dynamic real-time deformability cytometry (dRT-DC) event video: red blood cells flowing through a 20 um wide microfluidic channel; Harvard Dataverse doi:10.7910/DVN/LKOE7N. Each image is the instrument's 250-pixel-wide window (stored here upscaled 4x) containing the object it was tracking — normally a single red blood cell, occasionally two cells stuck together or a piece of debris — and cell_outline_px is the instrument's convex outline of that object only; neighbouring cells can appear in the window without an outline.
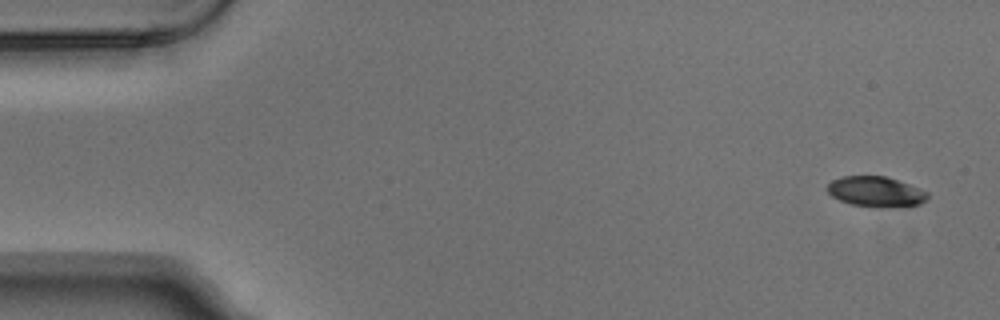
{"species": "Egyptian fruit bat (a non-hibernating species)", "species_latin": "Rousettus aegyptiacus", "temperature_condition": "warm", "stored_images_in_passage": 8, "camera_frame_rate_fps": 3000, "um_per_image_px": 0.085, "animal": {"sex": "male"}, "frame": {"image": 1, "passage_image": 1, "time_ms": 0.0, "image_size_px": [1000, 320], "cell_outline_px": [[928, 196], [920, 204], [908, 208], [876, 208], [852, 204], [840, 200], [832, 196], [828, 192], [828, 184], [832, 180], [844, 176], [884, 176], [908, 184], [928, 192]], "centroid_in_image_um": [74.48, 16.33], "position_along_channel_um": 10.5, "area_um2": 17.86}}
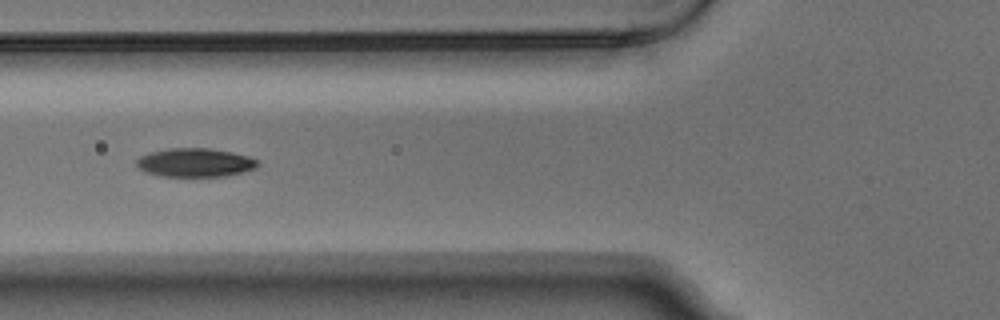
{"frame": {"image": 2, "passage_image": 6, "time_ms": 1.667, "image_size_px": [1000, 320], "cell_outline_px": [[260, 164], [256, 168], [244, 172], [224, 176], [160, 176], [148, 172], [140, 168], [136, 164], [136, 160], [140, 156], [148, 152], [168, 148], [208, 148], [232, 152], [248, 156], [260, 160]], "centroid_in_image_um": [16.62, 13.81], "position_along_channel_um": 109.2, "area_um2": 20.35}}
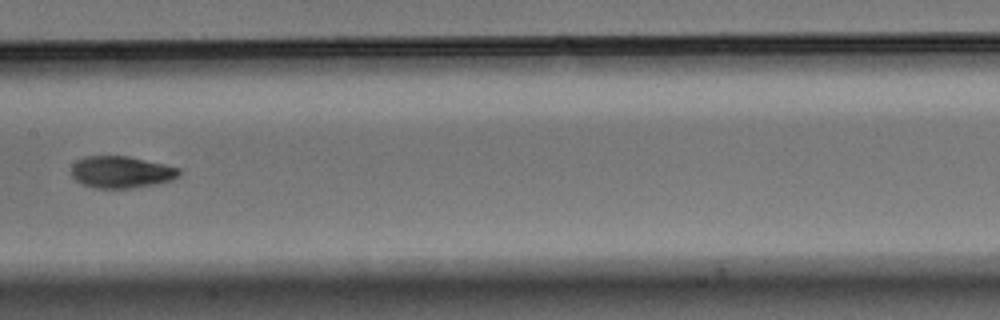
{"frame": {"image": 3, "passage_image": 8, "time_ms": 2.333, "image_size_px": [1000, 320], "cell_outline_px": [[180, 172], [172, 180], [132, 188], [92, 188], [76, 180], [72, 176], [72, 164], [76, 160], [84, 156], [128, 156], [164, 164], [180, 168]], "centroid_in_image_um": [10.27, 14.62], "position_along_channel_um": 197.1, "area_um2": 19.88}}